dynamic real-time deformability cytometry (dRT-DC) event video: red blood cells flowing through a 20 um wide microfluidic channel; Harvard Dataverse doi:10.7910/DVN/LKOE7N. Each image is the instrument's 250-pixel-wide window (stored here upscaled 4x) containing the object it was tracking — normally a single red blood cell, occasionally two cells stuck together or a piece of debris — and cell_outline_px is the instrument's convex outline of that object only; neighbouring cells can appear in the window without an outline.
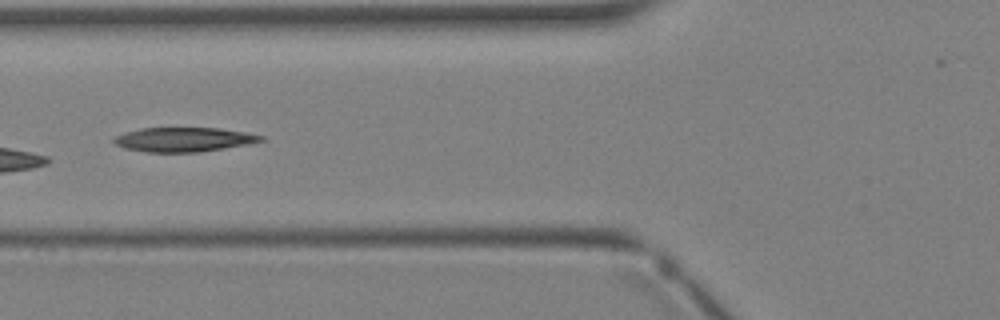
{"species": "Egyptian fruit bat (a non-hibernating species)", "species_latin": "Rousettus aegyptiacus", "temperature_condition": "warm", "stored_images_in_passage": 4, "camera_frame_rate_fps": 3000, "um_per_image_px": 0.085, "animal": {"sex": "female"}, "frame": {"image": 1, "passage_image": 4, "time_ms": 3.667, "image_size_px": [1000, 320], "cell_outline_px": [[264, 140], [248, 144], [224, 148], [196, 152], [144, 152], [124, 148], [116, 144], [112, 140], [116, 136], [124, 132], [140, 128], [220, 128], [244, 132], [264, 136]], "centroid_in_image_um": [15.59, 11.86], "position_along_channel_um": 110.2, "area_um2": 20.75}}